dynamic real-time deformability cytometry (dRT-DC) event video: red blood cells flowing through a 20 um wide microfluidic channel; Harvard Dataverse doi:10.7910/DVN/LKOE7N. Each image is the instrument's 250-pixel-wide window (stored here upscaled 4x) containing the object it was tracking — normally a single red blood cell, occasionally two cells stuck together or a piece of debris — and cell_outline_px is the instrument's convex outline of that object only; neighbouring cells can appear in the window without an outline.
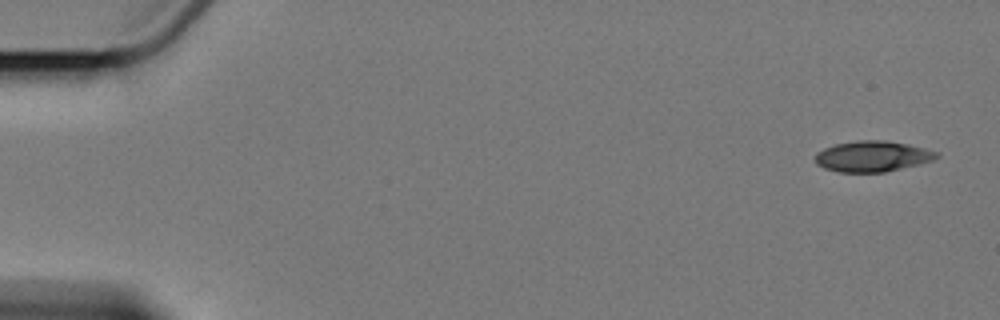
{"species": "Egyptian fruit bat (a non-hibernating species)", "species_latin": "Rousettus aegyptiacus", "temperature_condition": "cold", "stored_images_in_passage": 5, "camera_frame_rate_fps": 3000, "um_per_image_px": 0.085, "animal": {"sex": "female"}, "frame": {"image": 1, "passage_image": 1, "time_ms": 0.0, "image_size_px": [1000, 320], "cell_outline_px": [[940, 156], [932, 160], [920, 164], [884, 172], [840, 172], [824, 168], [816, 164], [816, 152], [824, 148], [836, 144], [856, 140], [884, 140], [908, 144], [940, 152]], "centroid_in_image_um": [74.17, 13.28], "position_along_channel_um": 10.8, "area_um2": 21.79}}